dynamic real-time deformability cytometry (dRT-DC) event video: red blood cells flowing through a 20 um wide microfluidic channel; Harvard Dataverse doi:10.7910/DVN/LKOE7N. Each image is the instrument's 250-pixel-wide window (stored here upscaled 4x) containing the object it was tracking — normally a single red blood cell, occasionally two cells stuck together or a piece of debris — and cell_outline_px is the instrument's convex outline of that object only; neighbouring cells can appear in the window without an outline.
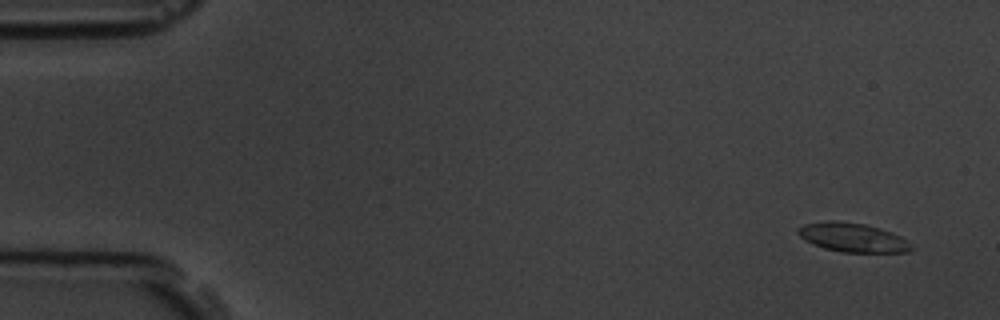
{"species": "common noctule bat (a hibernating species)", "species_latin": "Nyctalus noctula", "temperature_condition": "room temperature", "stored_images_in_passage": 5, "camera_frame_rate_fps": 3000, "um_per_image_px": 0.085, "animal": {"sex": "male", "body_mass_g": 19.5, "forearm_length_mm": 54.6}, "frame": {"image": 1, "passage_image": 1, "time_ms": 0.0, "image_size_px": [1000, 320], "cell_outline_px": [[916, 248], [908, 252], [840, 252], [824, 248], [812, 244], [804, 240], [796, 232], [796, 228], [804, 224], [828, 220], [832, 220], [864, 224], [880, 228], [892, 232], [908, 240]], "centroid_in_image_um": [72.48, 20.19], "position_along_channel_um": 12.5, "area_um2": 19.42}}
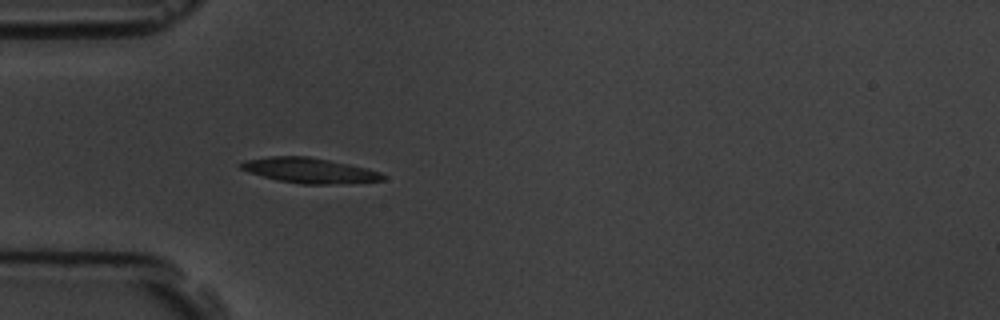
{"frame": {"image": 2, "passage_image": 5, "time_ms": 4.667, "image_size_px": [1000, 320], "cell_outline_px": [[384, 180], [328, 184], [300, 184], [276, 180], [248, 172], [240, 168], [236, 164], [244, 160], [268, 156], [308, 156], [368, 168], [380, 172], [384, 176]], "centroid_in_image_um": [26.21, 14.48], "position_along_channel_um": 58.8, "area_um2": 20.81}}